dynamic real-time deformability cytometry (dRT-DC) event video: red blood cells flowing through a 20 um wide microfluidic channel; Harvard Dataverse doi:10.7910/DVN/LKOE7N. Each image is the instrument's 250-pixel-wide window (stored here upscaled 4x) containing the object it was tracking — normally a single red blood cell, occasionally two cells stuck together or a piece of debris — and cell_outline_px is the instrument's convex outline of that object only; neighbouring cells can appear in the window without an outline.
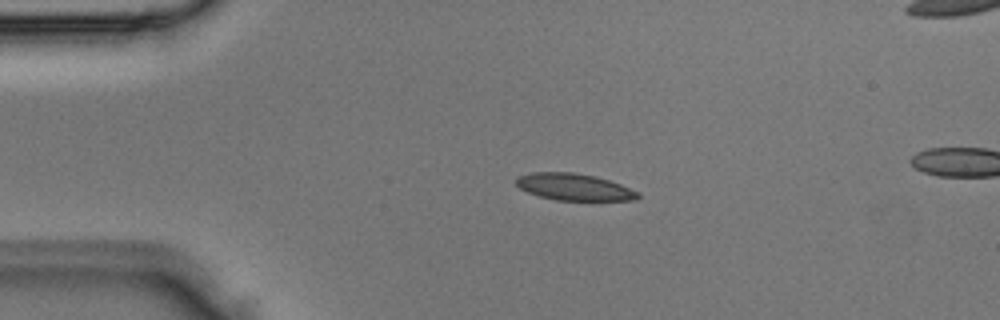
{"species": "Egyptian fruit bat (a non-hibernating species)", "species_latin": "Rousettus aegyptiacus", "temperature_condition": "room temperature", "stored_images_in_passage": 4, "camera_frame_rate_fps": 3000, "um_per_image_px": 0.085, "animal": {"sex": "male"}, "frame": {"image": 1, "passage_image": 2, "time_ms": 0.333, "image_size_px": [1000, 320], "cell_outline_px": [[640, 196], [636, 200], [556, 200], [540, 196], [528, 192], [520, 188], [516, 184], [516, 176], [532, 172], [572, 172], [596, 176], [620, 184], [640, 192]], "centroid_in_image_um": [48.8, 15.89], "position_along_channel_um": 36.2, "area_um2": 19.02}}